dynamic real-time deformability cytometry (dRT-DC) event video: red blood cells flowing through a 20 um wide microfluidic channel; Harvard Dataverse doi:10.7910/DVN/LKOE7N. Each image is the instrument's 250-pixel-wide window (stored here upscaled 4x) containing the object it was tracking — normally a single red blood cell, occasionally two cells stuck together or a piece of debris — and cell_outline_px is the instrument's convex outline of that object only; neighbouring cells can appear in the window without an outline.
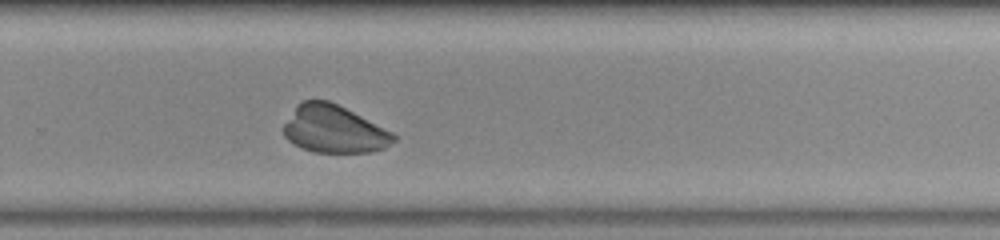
{"species": "common noctule bat (a hibernating species)", "species_latin": "Nyctalus noctula", "temperature_condition": "room temperature", "stored_images_in_passage": 36, "camera_frame_rate_fps": 3000, "um_per_image_px": 0.085, "animal": {"sex": "male", "body_mass_g": 20.0, "forearm_length_mm": 53.3}, "frame": {"image": 1, "passage_image": 27, "time_ms": 8.667, "image_size_px": [1000, 240], "cell_outline_px": [[396, 140], [384, 148], [372, 152], [312, 152], [300, 148], [292, 144], [284, 136], [284, 124], [296, 104], [300, 100], [328, 100], [392, 132], [396, 136]], "centroid_in_image_um": [28.34, 10.99], "position_along_channel_um": 301.5, "area_um2": 30.35}}
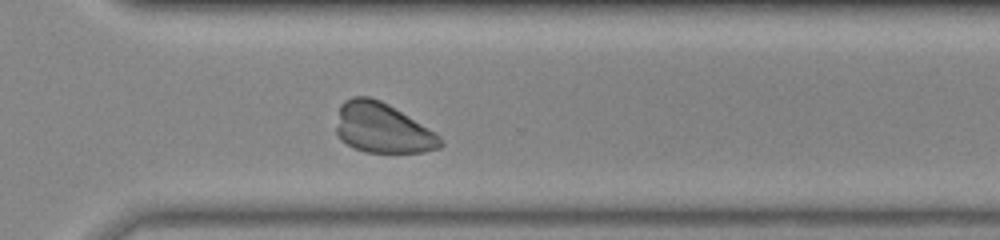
{"frame": {"image": 2, "passage_image": 30, "time_ms": 9.667, "image_size_px": [1000, 240], "cell_outline_px": [[444, 144], [440, 148], [424, 152], [364, 152], [352, 148], [340, 140], [336, 132], [336, 128], [340, 104], [344, 100], [352, 96], [368, 96], [380, 100], [388, 104], [440, 136], [444, 140]], "centroid_in_image_um": [32.47, 10.89], "position_along_channel_um": 338.1, "area_um2": 30.35}}